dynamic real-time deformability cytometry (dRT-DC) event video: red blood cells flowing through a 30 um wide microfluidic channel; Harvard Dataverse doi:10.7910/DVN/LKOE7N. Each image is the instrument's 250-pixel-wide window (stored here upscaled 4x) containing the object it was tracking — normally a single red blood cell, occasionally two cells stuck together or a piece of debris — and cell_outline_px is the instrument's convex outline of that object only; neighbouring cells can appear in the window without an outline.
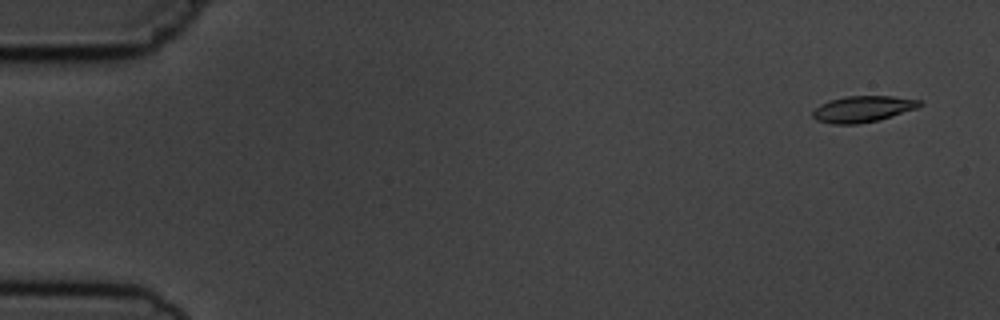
{"species": "common noctule bat (a hibernating species)", "species_latin": "Nyctalus noctula", "temperature_condition": "cold", "stored_images_in_passage": 9, "camera_frame_rate_fps": 3000, "um_per_image_px": 0.085, "animal": {"sex": "male", "body_mass_g": 19.5, "forearm_length_mm": 54.6}, "frame": {"image": 1, "passage_image": 1, "time_ms": 0.0, "image_size_px": [1000, 320], "cell_outline_px": [[924, 104], [916, 108], [876, 120], [856, 124], [832, 124], [816, 120], [812, 116], [812, 112], [820, 104], [828, 100], [844, 96], [892, 96], [924, 100]], "centroid_in_image_um": [73.32, 9.25], "position_along_channel_um": 11.7, "area_um2": 16.3}}
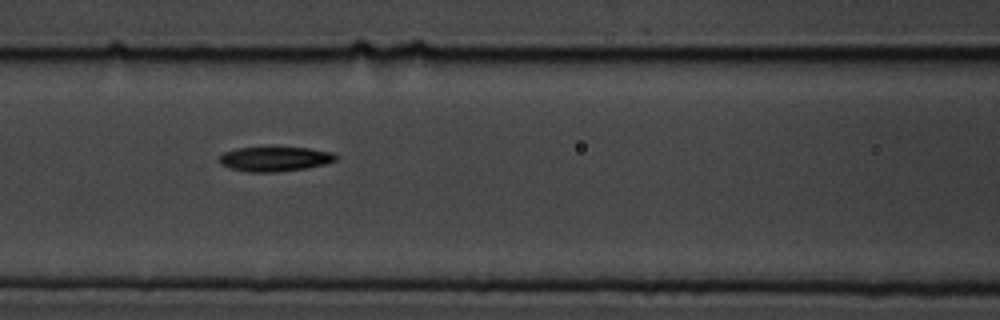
{"frame": {"image": 2, "passage_image": 7, "time_ms": 7.0, "image_size_px": [1000, 320], "cell_outline_px": [[340, 156], [336, 160], [324, 164], [308, 168], [276, 172], [248, 172], [228, 168], [220, 164], [216, 160], [224, 152], [236, 148], [308, 148], [332, 152]], "centroid_in_image_um": [23.34, 13.52], "position_along_channel_um": 143.3, "area_um2": 16.82}}
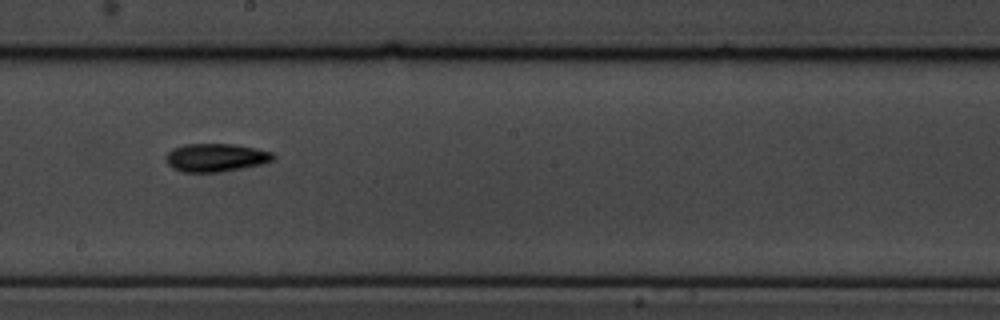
{"frame": {"image": 3, "passage_image": 9, "time_ms": 9.333, "image_size_px": [1000, 320], "cell_outline_px": [[276, 156], [272, 160], [260, 164], [220, 172], [180, 172], [172, 168], [164, 160], [164, 156], [172, 148], [184, 144], [232, 144], [256, 148], [272, 152]], "centroid_in_image_um": [18.28, 13.39], "position_along_channel_um": 229.9, "area_um2": 17.69}}